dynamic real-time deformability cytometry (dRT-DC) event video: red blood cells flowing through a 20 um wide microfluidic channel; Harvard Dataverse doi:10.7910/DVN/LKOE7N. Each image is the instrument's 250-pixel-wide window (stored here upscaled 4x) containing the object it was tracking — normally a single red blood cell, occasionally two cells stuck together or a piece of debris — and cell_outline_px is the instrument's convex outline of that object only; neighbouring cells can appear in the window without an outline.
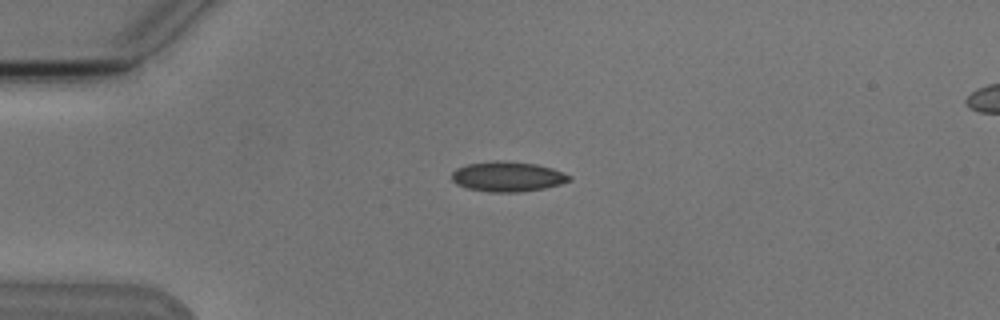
{"species": "Egyptian fruit bat (a non-hibernating species)", "species_latin": "Rousettus aegyptiacus", "temperature_condition": "cold", "stored_images_in_passage": 10, "camera_frame_rate_fps": 3000, "um_per_image_px": 0.085, "animal": {"sex": "male"}, "frame": {"image": 1, "passage_image": 4, "time_ms": 4.0, "image_size_px": [1000, 320], "cell_outline_px": [[572, 180], [560, 184], [544, 188], [516, 192], [488, 192], [468, 188], [456, 184], [452, 180], [452, 172], [456, 168], [468, 164], [496, 160], [536, 164], [552, 168], [572, 176]], "centroid_in_image_um": [43.14, 15.01], "position_along_channel_um": 41.9, "area_um2": 20.46}}
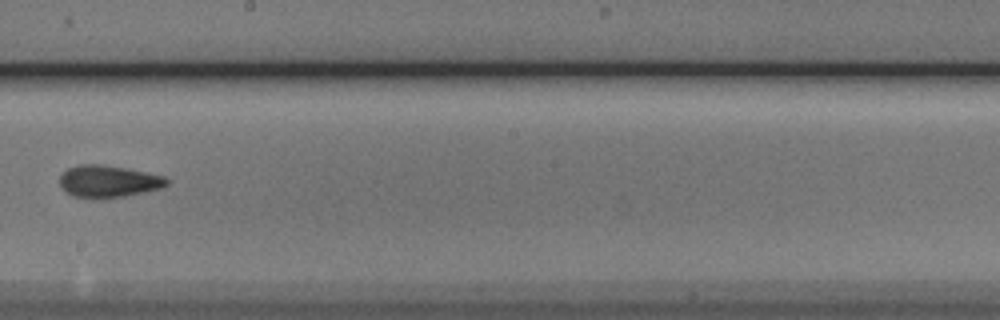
{"frame": {"image": 2, "passage_image": 9, "time_ms": 10.0, "image_size_px": [1000, 320], "cell_outline_px": [[168, 184], [160, 188], [144, 192], [124, 196], [72, 196], [64, 192], [60, 188], [60, 176], [68, 168], [80, 164], [100, 164], [124, 168], [164, 176], [168, 180]], "centroid_in_image_um": [9.18, 15.39], "position_along_channel_um": 239.0, "area_um2": 19.42}}
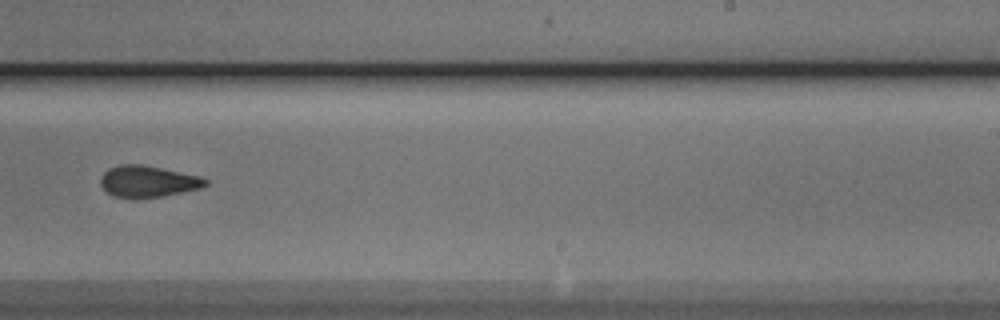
{"frame": {"image": 3, "passage_image": 10, "time_ms": 11.0, "image_size_px": [1000, 320], "cell_outline_px": [[208, 184], [204, 188], [164, 196], [136, 200], [112, 196], [100, 184], [100, 176], [108, 168], [120, 164], [140, 164], [200, 176], [208, 180]], "centroid_in_image_um": [12.57, 15.45], "position_along_channel_um": 276.4, "area_um2": 19.71}}